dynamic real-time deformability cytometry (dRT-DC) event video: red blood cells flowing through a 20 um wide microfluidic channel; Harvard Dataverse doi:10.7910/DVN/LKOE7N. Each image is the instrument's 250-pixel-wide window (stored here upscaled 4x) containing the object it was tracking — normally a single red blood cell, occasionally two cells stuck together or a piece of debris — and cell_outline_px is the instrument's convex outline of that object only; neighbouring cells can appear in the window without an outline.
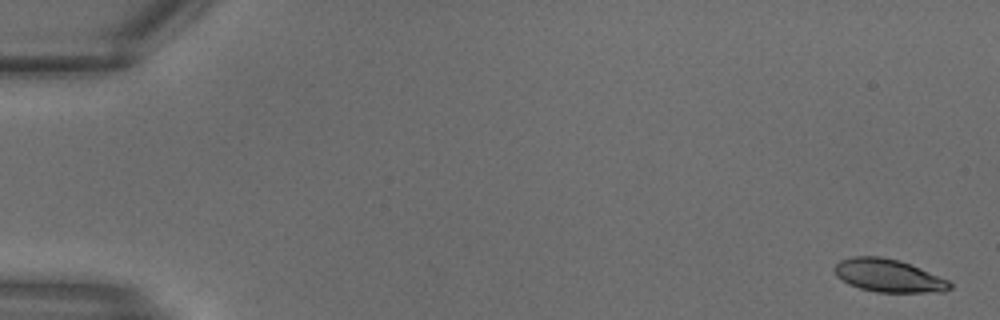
{"species": "common noctule bat (a hibernating species)", "species_latin": "Nyctalus noctula", "temperature_condition": "warm", "stored_images_in_passage": 17, "camera_frame_rate_fps": 3000, "um_per_image_px": 0.085, "animal": {"sex": "male", "body_mass_g": 18.8}, "frame": {"image": 1, "passage_image": 1, "time_ms": 0.0, "image_size_px": [1000, 320], "cell_outline_px": [[952, 288], [944, 292], [876, 292], [860, 288], [848, 284], [836, 276], [832, 268], [840, 260], [852, 256], [880, 256], [900, 260], [920, 268], [948, 280], [952, 284]], "centroid_in_image_um": [75.5, 23.42], "position_along_channel_um": 9.5, "area_um2": 22.25}}
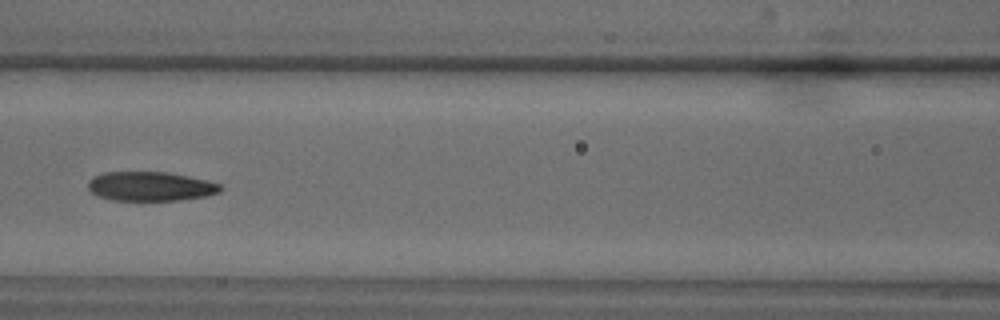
{"frame": {"image": 2, "passage_image": 14, "time_ms": 4.333, "image_size_px": [1000, 320], "cell_outline_px": [[224, 188], [220, 192], [208, 196], [180, 200], [112, 200], [100, 196], [92, 192], [88, 188], [88, 180], [92, 176], [104, 172], [168, 172], [208, 180], [220, 184]], "centroid_in_image_um": [12.82, 15.83], "position_along_channel_um": 153.8, "area_um2": 22.72}}
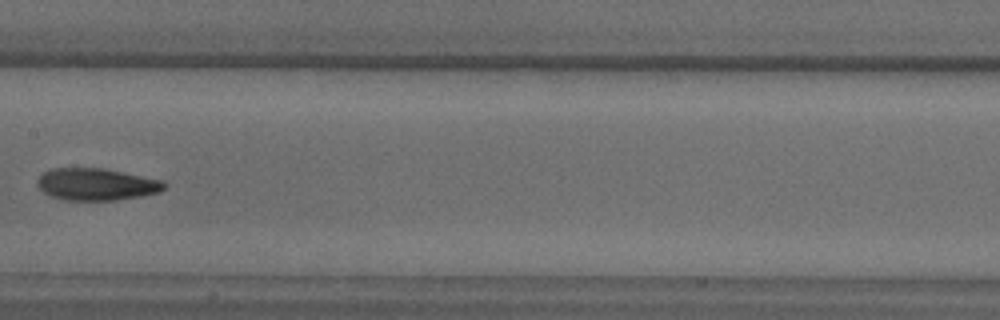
{"frame": {"image": 3, "passage_image": 16, "time_ms": 5.0, "image_size_px": [1000, 320], "cell_outline_px": [[168, 184], [160, 192], [140, 196], [116, 200], [64, 200], [52, 196], [44, 192], [36, 184], [36, 180], [44, 172], [52, 168], [104, 168], [164, 180]], "centroid_in_image_um": [8.22, 15.66], "position_along_channel_um": 199.2, "area_um2": 23.81}}